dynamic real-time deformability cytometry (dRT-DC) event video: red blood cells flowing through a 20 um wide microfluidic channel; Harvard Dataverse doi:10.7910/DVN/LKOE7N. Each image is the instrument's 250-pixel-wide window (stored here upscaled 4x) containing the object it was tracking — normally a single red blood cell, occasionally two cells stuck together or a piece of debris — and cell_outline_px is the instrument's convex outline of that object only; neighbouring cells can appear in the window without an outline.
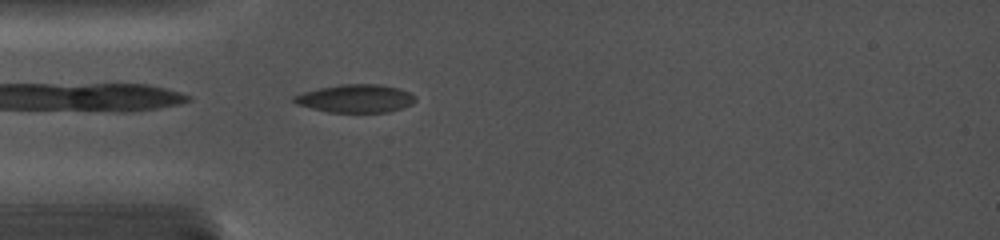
{"species": "common noctule bat (a hibernating species)", "species_latin": "Nyctalus noctula", "temperature_condition": "cold", "stored_images_in_passage": 30, "camera_frame_rate_fps": 5000, "um_per_image_px": 0.085, "animal": {"sex": "female", "body_mass_g": 19.0, "forearm_length_mm": 56.7}, "frame": {"image": 1, "passage_image": 2, "time_ms": 0.4, "image_size_px": [1000, 240], "cell_outline_px": [[416, 100], [412, 104], [388, 112], [328, 112], [296, 104], [292, 100], [292, 96], [304, 92], [320, 88], [340, 84], [380, 84], [400, 88], [416, 96]], "centroid_in_image_um": [30.23, 8.36], "position_along_channel_um": 54.8, "area_um2": 19.83}}
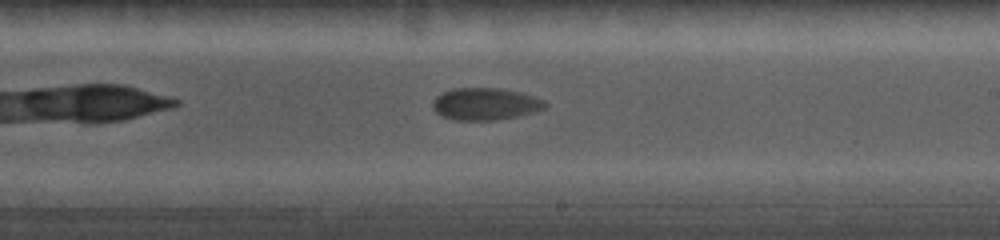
{"frame": {"image": 2, "passage_image": 16, "time_ms": 5.6, "image_size_px": [1000, 240], "cell_outline_px": [[548, 104], [544, 108], [532, 112], [516, 116], [496, 120], [452, 120], [440, 116], [432, 108], [432, 100], [440, 92], [452, 88], [500, 88], [520, 92], [544, 100]], "centroid_in_image_um": [41.18, 8.83], "position_along_channel_um": 247.8, "area_um2": 21.21}}
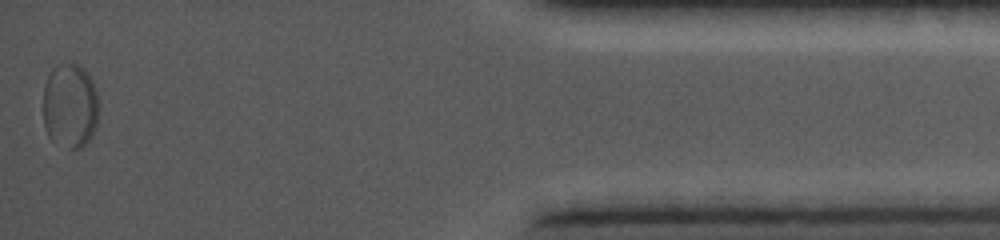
{"frame": {"image": 3, "passage_image": 30, "time_ms": 11.8, "image_size_px": [1000, 240], "cell_outline_px": [[96, 124], [92, 136], [80, 148], [68, 148], [48, 136], [44, 124], [44, 84], [48, 72], [56, 64], [76, 64], [84, 68], [92, 80], [96, 92]], "centroid_in_image_um": [5.92, 8.95], "position_along_channel_um": 429.3, "area_um2": 27.17}}